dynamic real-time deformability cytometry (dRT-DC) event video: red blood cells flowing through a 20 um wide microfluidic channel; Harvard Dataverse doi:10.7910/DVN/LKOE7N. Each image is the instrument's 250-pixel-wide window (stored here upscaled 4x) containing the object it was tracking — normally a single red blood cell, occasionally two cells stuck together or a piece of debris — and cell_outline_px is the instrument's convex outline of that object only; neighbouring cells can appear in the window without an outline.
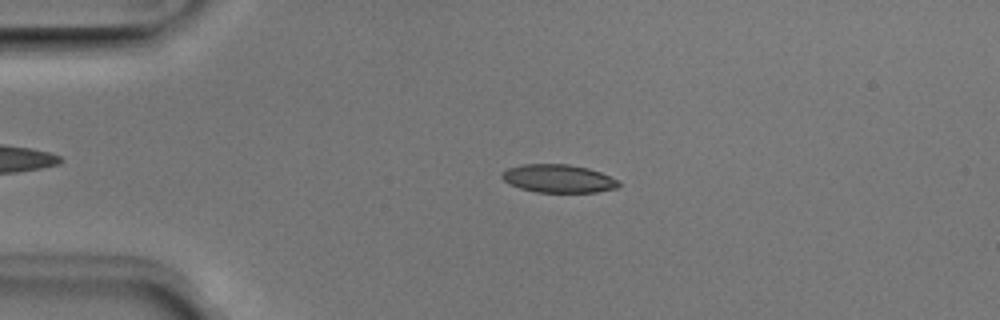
{"species": "Egyptian fruit bat (a non-hibernating species)", "species_latin": "Rousettus aegyptiacus", "temperature_condition": "room temperature", "stored_images_in_passage": 51, "camera_frame_rate_fps": 3000, "um_per_image_px": 0.085, "animal": {"sex": "male"}, "frame": {"image": 1, "passage_image": 11, "time_ms": 3.333, "image_size_px": [1000, 320], "cell_outline_px": [[620, 184], [616, 188], [596, 192], [536, 192], [520, 188], [504, 180], [500, 176], [508, 168], [520, 164], [568, 164], [588, 168], [600, 172], [620, 180]], "centroid_in_image_um": [47.49, 15.17], "position_along_channel_um": 37.5, "area_um2": 19.07}}
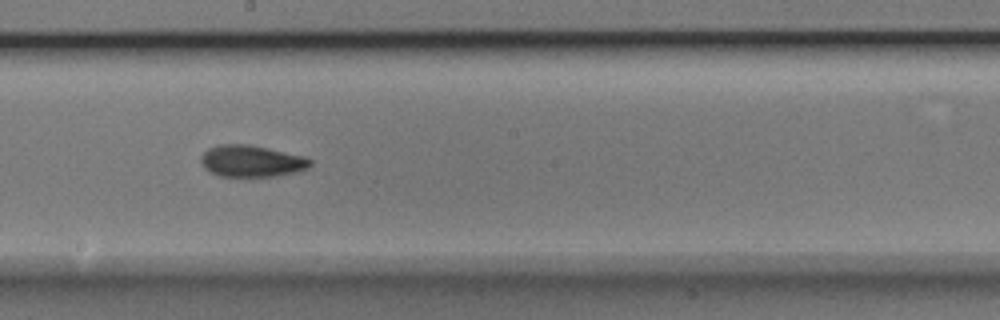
{"frame": {"image": 2, "passage_image": 28, "time_ms": 9.0, "image_size_px": [1000, 320], "cell_outline_px": [[312, 164], [308, 168], [300, 172], [276, 176], [220, 176], [208, 172], [204, 168], [200, 160], [200, 156], [208, 148], [216, 144], [248, 144], [308, 156], [312, 160]], "centroid_in_image_um": [21.41, 13.69], "position_along_channel_um": 226.8, "area_um2": 20.63}}
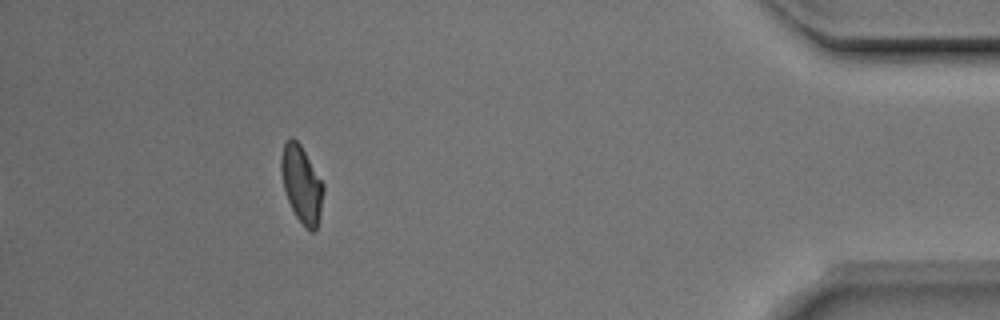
{"frame": {"image": 3, "passage_image": 46, "time_ms": 15.0, "image_size_px": [1000, 320], "cell_outline_px": [[324, 192], [320, 212], [316, 228], [312, 232], [296, 216], [288, 200], [284, 188], [280, 172], [280, 156], [284, 144], [288, 136], [292, 136], [300, 144], [324, 184]], "centroid_in_image_um": [25.61, 15.58], "position_along_channel_um": 409.6, "area_um2": 18.73}, "authors_computed_cell_mechanics": {"area_um2": 19.4208, "velocity_mm_per_s": 3.9648, "shape_relaxation_time_tau1_ms": 4.6533, "shape_relaxation_time_tau2_ms": 2.728, "deformation_change_tau1": 0.1406, "deformation_change_tau2": 0.0745}}